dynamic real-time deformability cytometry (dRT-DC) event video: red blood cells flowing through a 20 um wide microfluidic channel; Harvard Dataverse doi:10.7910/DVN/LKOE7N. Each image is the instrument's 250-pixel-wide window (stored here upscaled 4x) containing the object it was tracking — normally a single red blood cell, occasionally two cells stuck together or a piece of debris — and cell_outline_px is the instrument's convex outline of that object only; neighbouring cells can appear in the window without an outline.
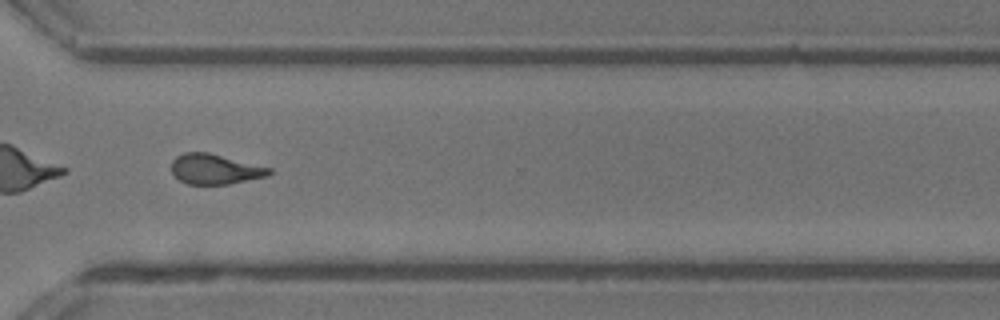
{"species": "common noctule bat (a hibernating species)", "species_latin": "Nyctalus noctula", "temperature_condition": "room temperature", "stored_images_in_passage": 50, "camera_frame_rate_fps": 3000, "um_per_image_px": 0.085, "animal": {"sex": "male", "body_mass_g": 13.3}, "frame": {"image": 1, "passage_image": 36, "time_ms": 11.667, "image_size_px": [1000, 320], "cell_outline_px": [[272, 172], [268, 176], [228, 184], [188, 184], [180, 180], [172, 172], [172, 160], [176, 156], [184, 152], [208, 152], [272, 168]], "centroid_in_image_um": [18.28, 14.37], "position_along_channel_um": 352.3, "area_um2": 17.11}}
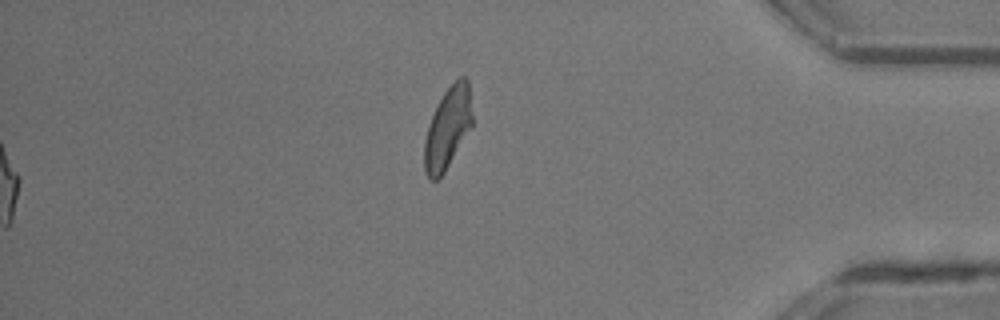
{"frame": {"image": 2, "passage_image": 50, "time_ms": 16.333, "image_size_px": [1000, 320], "cell_outline_px": [[472, 128], [444, 172], [436, 180], [432, 180], [428, 176], [424, 168], [424, 140], [428, 124], [444, 92], [460, 76], [464, 76], [468, 80], [472, 116]], "centroid_in_image_um": [38.06, 10.89], "position_along_channel_um": 397.1, "area_um2": 22.54}, "authors_computed_cell_mechanics": {"area_um2": 18.2648, "velocity_mm_per_s": 4.1965, "shape_relaxation_time_tau1_ms": 7.0245, "shape_relaxation_time_tau2_ms": 4.8175, "deformation_change_tau1": 0.2142, "deformation_change_tau2": 0.1241}}